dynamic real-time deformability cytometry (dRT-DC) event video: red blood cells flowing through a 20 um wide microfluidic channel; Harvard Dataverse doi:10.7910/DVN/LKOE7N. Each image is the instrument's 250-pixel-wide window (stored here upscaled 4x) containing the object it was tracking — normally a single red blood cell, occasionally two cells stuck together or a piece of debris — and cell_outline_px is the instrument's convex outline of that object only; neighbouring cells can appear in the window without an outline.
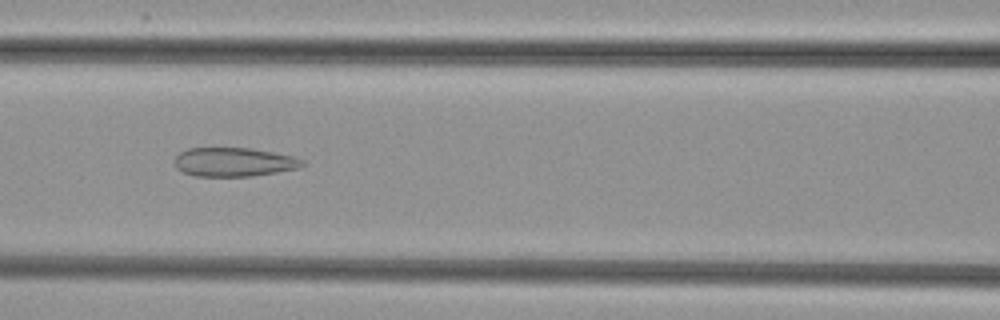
{"species": "common noctule bat (a hibernating species)", "species_latin": "Nyctalus noctula", "temperature_condition": "cold", "stored_images_in_passage": 35, "camera_frame_rate_fps": 3000, "um_per_image_px": 0.085, "animal": {"sex": "female", "body_mass_g": 29.2, "forearm_length_mm": 56.3}, "frame": {"image": 1, "passage_image": 14, "time_ms": 4.333, "image_size_px": [1000, 320], "cell_outline_px": [[304, 164], [300, 168], [252, 176], [196, 176], [184, 172], [176, 168], [176, 156], [180, 152], [188, 148], [252, 148], [292, 156], [304, 160]], "centroid_in_image_um": [19.9, 13.77], "position_along_channel_um": 146.7, "area_um2": 21.39}}
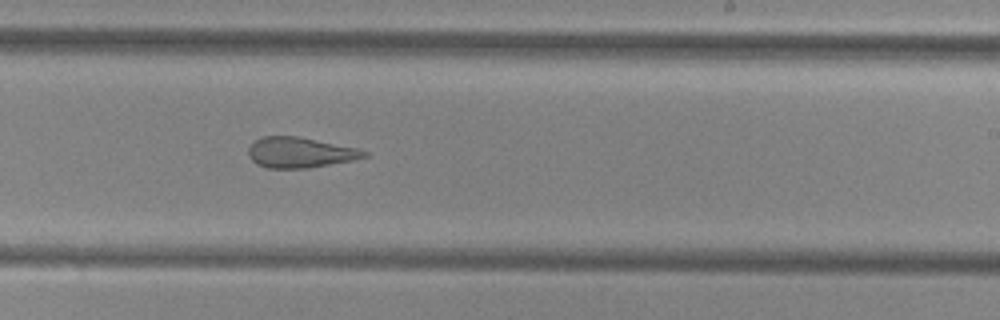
{"frame": {"image": 2, "passage_image": 23, "time_ms": 7.333, "image_size_px": [1000, 320], "cell_outline_px": [[368, 156], [352, 160], [308, 168], [268, 168], [256, 164], [248, 156], [248, 148], [256, 140], [264, 136], [300, 136], [356, 148], [368, 152]], "centroid_in_image_um": [25.48, 12.96], "position_along_channel_um": 263.5, "area_um2": 20.46}}
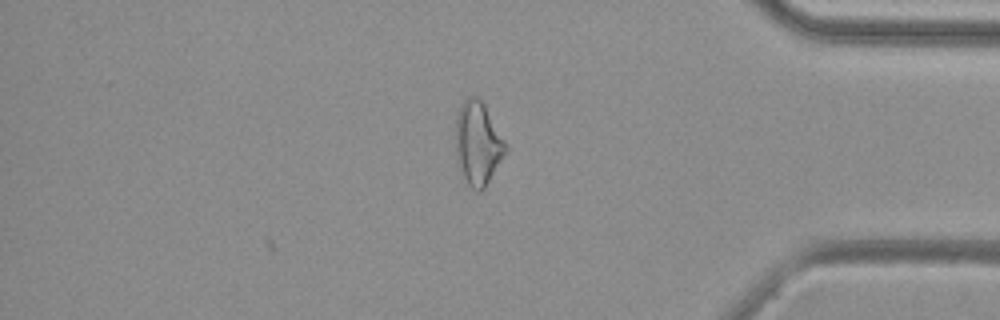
{"frame": {"image": 3, "passage_image": 35, "time_ms": 11.333, "image_size_px": [1000, 320], "cell_outline_px": [[508, 152], [484, 188], [480, 192], [476, 192], [468, 184], [460, 172], [456, 160], [456, 112], [460, 104], [468, 96], [476, 96], [484, 104], [504, 140], [508, 148]], "centroid_in_image_um": [40.61, 12.2], "position_along_channel_um": 394.6, "area_um2": 24.45}}